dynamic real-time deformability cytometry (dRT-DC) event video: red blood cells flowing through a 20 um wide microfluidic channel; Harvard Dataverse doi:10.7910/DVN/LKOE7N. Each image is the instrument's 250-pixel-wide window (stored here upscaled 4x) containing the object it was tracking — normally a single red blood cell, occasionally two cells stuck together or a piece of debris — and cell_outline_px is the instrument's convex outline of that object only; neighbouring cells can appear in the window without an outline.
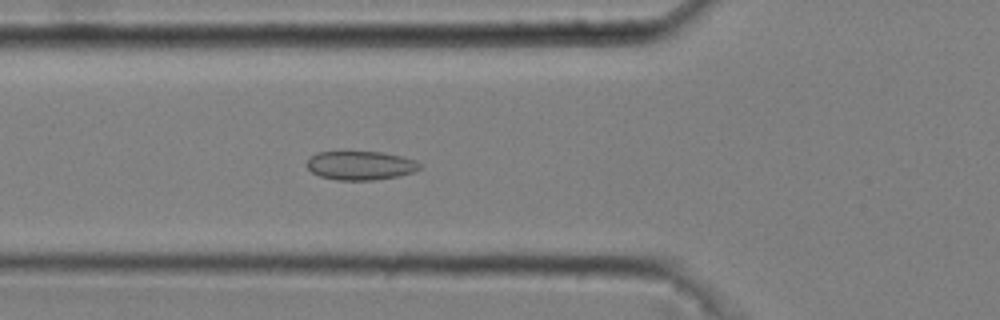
{"species": "common noctule bat (a hibernating species)", "species_latin": "Nyctalus noctula", "temperature_condition": "cold", "stored_images_in_passage": 40, "camera_frame_rate_fps": 3000, "um_per_image_px": 0.085, "animal": {"sex": "male", "body_mass_g": 20.4}, "frame": {"image": 1, "passage_image": 10, "time_ms": 3.0, "image_size_px": [1000, 320], "cell_outline_px": [[424, 164], [420, 168], [412, 172], [396, 176], [376, 180], [336, 180], [320, 176], [312, 172], [304, 164], [316, 152], [384, 152], [416, 160]], "centroid_in_image_um": [30.64, 14.06], "position_along_channel_um": 95.2, "area_um2": 19.02}}
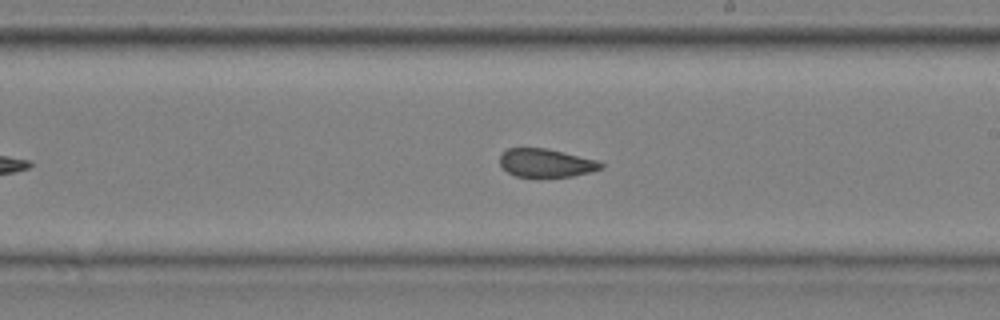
{"frame": {"image": 2, "passage_image": 22, "time_ms": 7.0, "image_size_px": [1000, 320], "cell_outline_px": [[604, 168], [592, 172], [572, 176], [516, 176], [508, 172], [500, 164], [500, 156], [508, 148], [548, 148], [600, 160], [604, 164]], "centroid_in_image_um": [46.49, 13.83], "position_along_channel_um": 242.5, "area_um2": 16.76}}
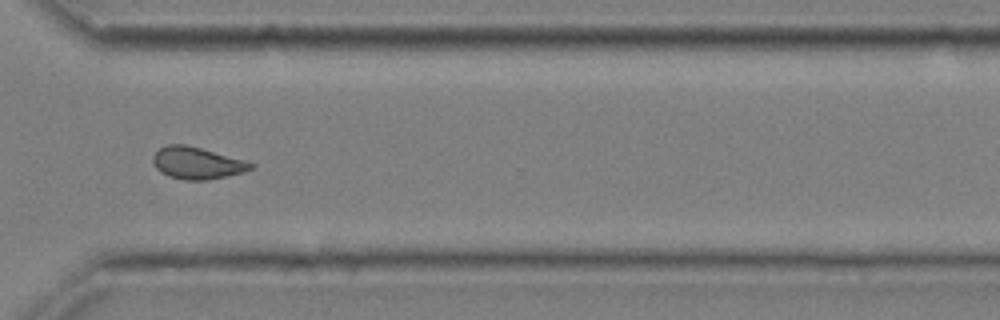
{"frame": {"image": 3, "passage_image": 31, "time_ms": 10.0, "image_size_px": [1000, 320], "cell_outline_px": [[256, 164], [252, 168], [240, 172], [208, 180], [184, 180], [168, 176], [160, 172], [156, 168], [152, 160], [152, 156], [160, 148], [168, 144], [184, 144], [200, 148], [244, 160]], "centroid_in_image_um": [16.69, 13.86], "position_along_channel_um": 353.9, "area_um2": 17.98}}